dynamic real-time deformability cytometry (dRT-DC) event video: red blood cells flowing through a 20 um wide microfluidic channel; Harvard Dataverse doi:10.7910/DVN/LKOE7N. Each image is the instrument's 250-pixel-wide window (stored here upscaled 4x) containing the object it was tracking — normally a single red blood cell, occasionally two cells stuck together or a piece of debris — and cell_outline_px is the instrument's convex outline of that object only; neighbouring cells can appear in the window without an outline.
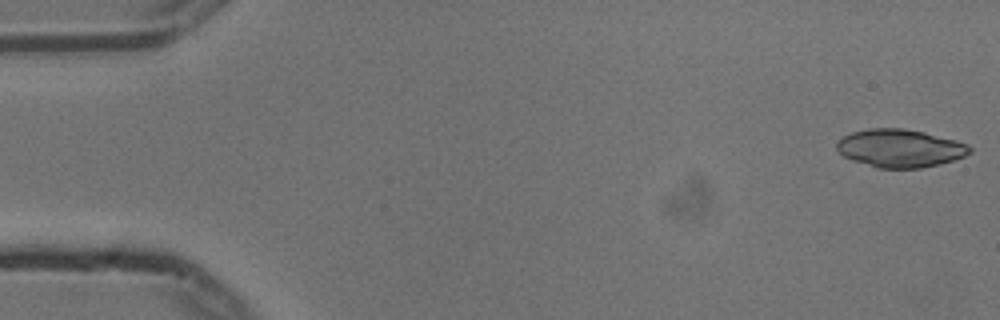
{"species": "common noctule bat (a hibernating species)", "species_latin": "Nyctalus noctula", "temperature_condition": "cold", "stored_images_in_passage": 54, "camera_frame_rate_fps": 3000, "um_per_image_px": 0.085, "animal": {"sex": "male", "body_mass_g": 13.3}, "frame": {"image": 1, "passage_image": 1, "time_ms": 0.0, "image_size_px": [1000, 320], "cell_outline_px": [[972, 152], [964, 156], [952, 160], [920, 168], [876, 168], [852, 160], [844, 156], [836, 148], [836, 144], [844, 136], [852, 132], [868, 128], [904, 128], [924, 132], [956, 140], [968, 144], [972, 148]], "centroid_in_image_um": [76.5, 12.59], "position_along_channel_um": 8.5, "area_um2": 29.36}}
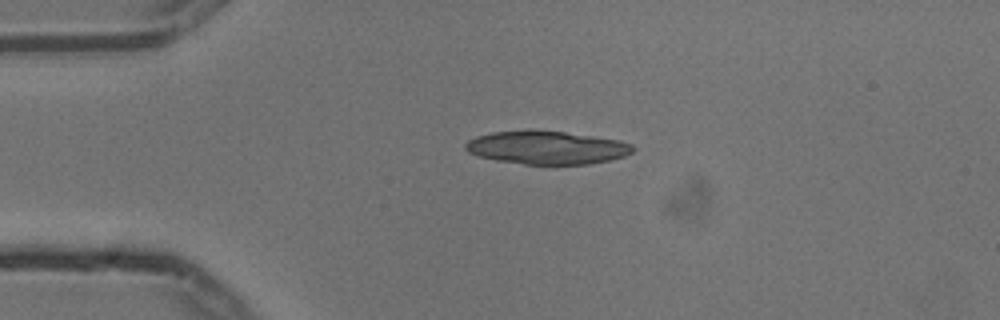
{"frame": {"image": 2, "passage_image": 12, "time_ms": 3.667, "image_size_px": [1000, 320], "cell_outline_px": [[636, 148], [632, 152], [624, 156], [608, 160], [588, 164], [524, 164], [496, 160], [480, 156], [468, 152], [464, 148], [464, 144], [468, 140], [476, 136], [492, 132], [528, 128], [564, 132], [620, 140], [632, 144]], "centroid_in_image_um": [46.45, 12.52], "position_along_channel_um": 38.6, "area_um2": 32.71}}